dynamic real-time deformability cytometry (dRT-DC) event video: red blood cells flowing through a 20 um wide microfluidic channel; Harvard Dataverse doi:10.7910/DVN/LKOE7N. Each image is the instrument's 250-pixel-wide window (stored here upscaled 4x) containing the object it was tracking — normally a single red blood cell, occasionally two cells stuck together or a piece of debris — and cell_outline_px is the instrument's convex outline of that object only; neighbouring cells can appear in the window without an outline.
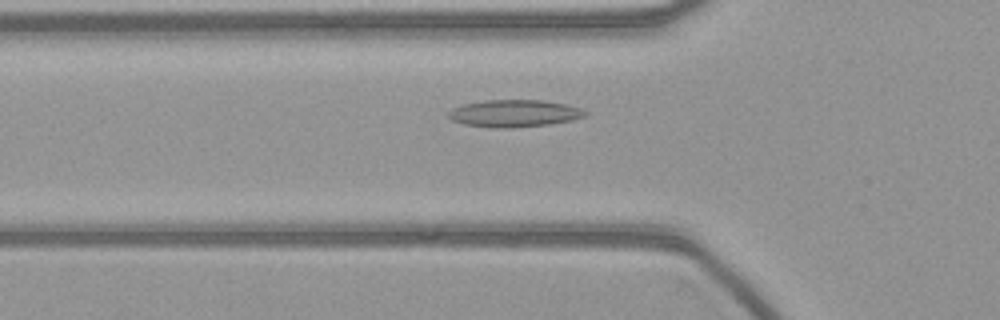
{"species": "common noctule bat (a hibernating species)", "species_latin": "Nyctalus noctula", "temperature_condition": "warm", "stored_images_in_passage": 52, "camera_frame_rate_fps": 3000, "um_per_image_px": 0.085, "animal": {"sex": "female", "body_mass_g": 21.9}, "frame": {"image": 1, "passage_image": 15, "time_ms": 4.667, "image_size_px": [1000, 320], "cell_outline_px": [[588, 112], [584, 116], [572, 120], [548, 124], [512, 128], [496, 128], [464, 124], [452, 120], [448, 116], [448, 112], [452, 108], [464, 104], [484, 100], [544, 100], [568, 104], [580, 108]], "centroid_in_image_um": [43.71, 9.63], "position_along_channel_um": 82.1, "area_um2": 21.68}}
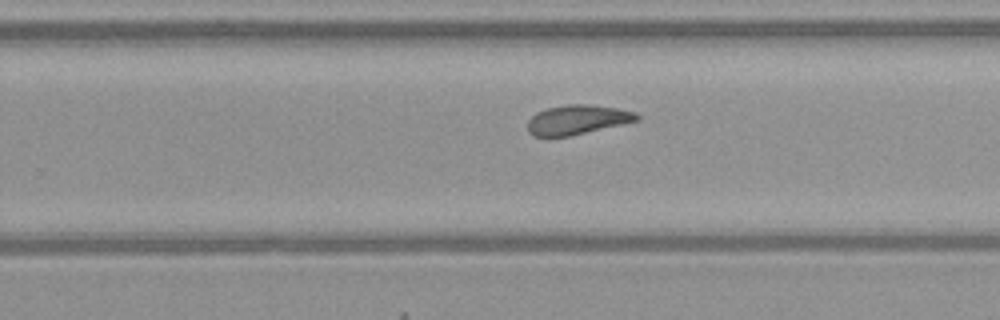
{"frame": {"image": 2, "passage_image": 31, "time_ms": 10.0, "image_size_px": [1000, 320], "cell_outline_px": [[640, 120], [568, 136], [532, 136], [528, 132], [528, 120], [536, 112], [548, 108], [564, 104], [588, 104], [616, 108], [636, 112], [640, 116]], "centroid_in_image_um": [49.06, 10.16], "position_along_channel_um": 280.7, "area_um2": 18.67}}
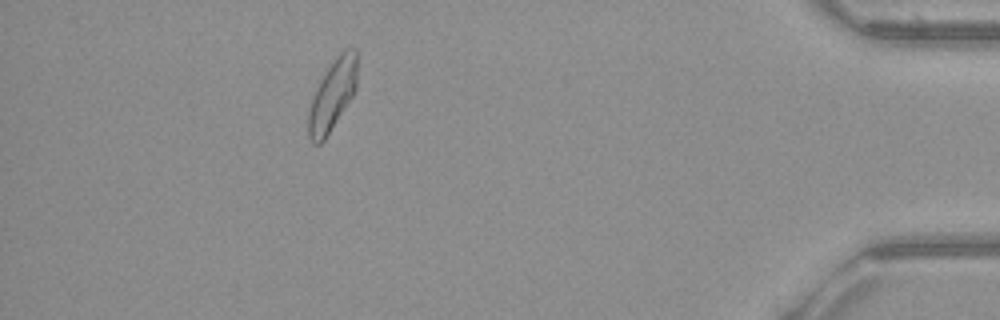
{"frame": {"image": 3, "passage_image": 46, "time_ms": 15.0, "image_size_px": [1000, 320], "cell_outline_px": [[356, 88], [352, 96], [324, 140], [320, 144], [312, 144], [308, 136], [308, 112], [316, 88], [320, 80], [336, 56], [344, 48], [356, 48]], "centroid_in_image_um": [28.24, 8.09], "position_along_channel_um": 407.0, "area_um2": 19.77}}